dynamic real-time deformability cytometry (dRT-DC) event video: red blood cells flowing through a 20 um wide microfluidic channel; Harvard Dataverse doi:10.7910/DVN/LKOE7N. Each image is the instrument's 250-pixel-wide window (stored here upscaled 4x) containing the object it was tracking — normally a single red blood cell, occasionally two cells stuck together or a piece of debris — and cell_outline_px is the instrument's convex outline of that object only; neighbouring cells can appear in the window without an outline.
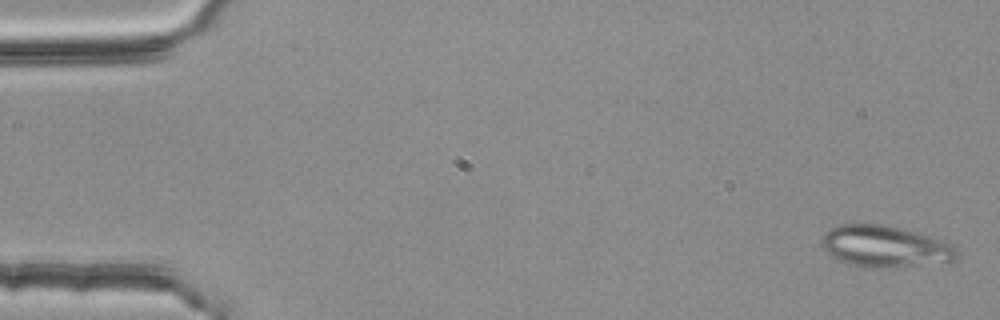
{"species": "common noctule bat (a hibernating species)", "species_latin": "Nyctalus noctula", "temperature_condition": "room temperature", "stored_images_in_passage": 53, "camera_frame_rate_fps": 3000, "um_per_image_px": 0.085, "animal": {"sex": "female", "body_mass_g": 25.1}, "frame": {"image": 1, "passage_image": 1, "time_ms": 0.0, "image_size_px": [1000, 320], "cell_outline_px": [[960, 252], [956, 260], [868, 268], [852, 264], [840, 260], [832, 256], [820, 244], [820, 240], [824, 232], [828, 228], [840, 224], [884, 224], [916, 232], [944, 240], [952, 244]], "centroid_in_image_um": [75.19, 20.9], "position_along_channel_um": 9.8, "area_um2": 32.25}}
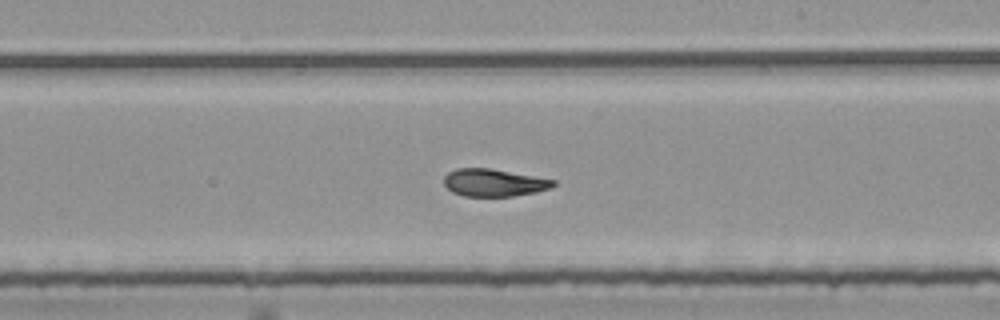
{"frame": {"image": 2, "passage_image": 31, "time_ms": 10.0, "image_size_px": [1000, 320], "cell_outline_px": [[556, 184], [548, 188], [536, 192], [512, 196], [464, 196], [452, 192], [444, 184], [444, 176], [448, 172], [456, 168], [488, 168], [556, 180]], "centroid_in_image_um": [41.94, 15.52], "position_along_channel_um": 247.1, "area_um2": 17.34}}
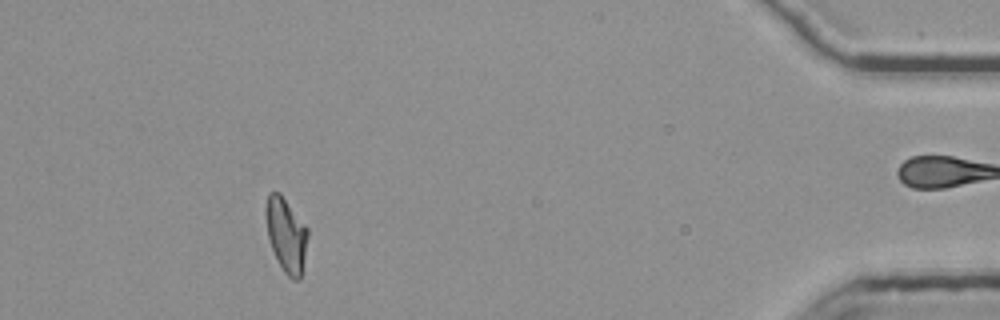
{"frame": {"image": 3, "passage_image": 49, "time_ms": 16.0, "image_size_px": [1000, 320], "cell_outline_px": [[308, 236], [300, 280], [292, 280], [284, 272], [272, 248], [268, 236], [264, 212], [264, 208], [268, 192], [280, 192], [308, 228]], "centroid_in_image_um": [24.31, 19.92], "position_along_channel_um": 410.9, "area_um2": 18.15}, "authors_computed_cell_mechanics": {"area_um2": 18.785, "velocity_mm_per_s": 3.7779, "shape_relaxation_time_tau1_ms": 7.7305, "shape_relaxation_time_tau2_ms": 2.5097, "deformation_change_tau1": 0.2253, "deformation_change_tau2": 0.092}}